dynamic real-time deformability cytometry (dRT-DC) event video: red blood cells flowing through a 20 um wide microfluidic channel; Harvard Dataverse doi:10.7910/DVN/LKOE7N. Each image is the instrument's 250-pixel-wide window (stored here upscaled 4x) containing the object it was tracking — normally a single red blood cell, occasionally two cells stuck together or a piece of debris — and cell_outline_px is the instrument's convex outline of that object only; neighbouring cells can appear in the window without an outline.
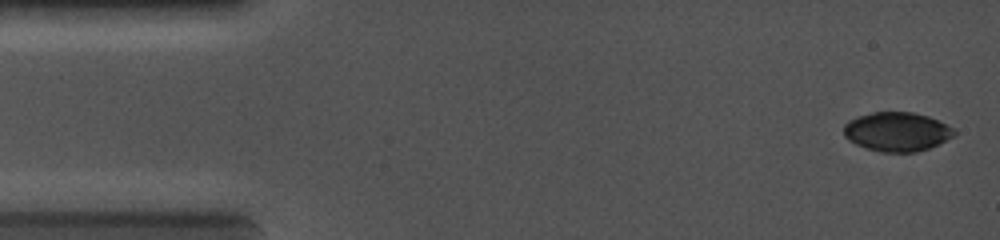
{"species": "common noctule bat (a hibernating species)", "species_latin": "Nyctalus noctula", "temperature_condition": "cold", "stored_images_in_passage": 8, "camera_frame_rate_fps": 5000, "um_per_image_px": 0.085, "animal": {"sex": "female", "body_mass_g": 19.0, "forearm_length_mm": 56.7}, "frame": {"image": 1, "passage_image": 1, "time_ms": 0.0, "image_size_px": [1000, 240], "cell_outline_px": [[956, 136], [928, 148], [916, 152], [880, 152], [856, 144], [848, 140], [844, 136], [844, 124], [848, 120], [856, 116], [872, 112], [912, 112], [928, 116], [956, 128]], "centroid_in_image_um": [76.25, 11.19], "position_along_channel_um": 8.7, "area_um2": 25.37}}
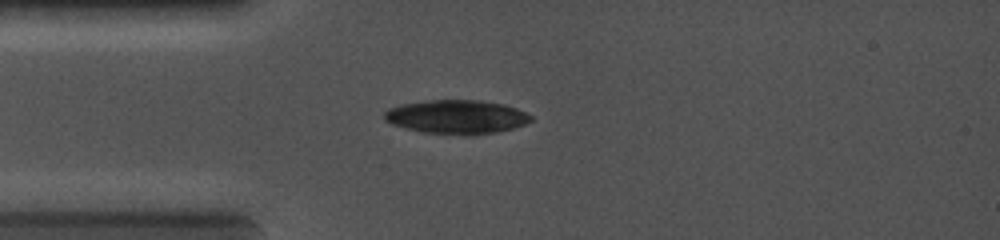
{"frame": {"image": 2, "passage_image": 8, "time_ms": 3.0, "image_size_px": [1000, 240], "cell_outline_px": [[532, 120], [524, 124], [512, 128], [496, 132], [472, 136], [464, 136], [424, 132], [404, 128], [392, 124], [384, 120], [384, 112], [388, 108], [400, 104], [432, 100], [480, 100], [504, 104], [516, 108], [532, 116]], "centroid_in_image_um": [38.79, 9.94], "position_along_channel_um": 46.2, "area_um2": 29.13}}